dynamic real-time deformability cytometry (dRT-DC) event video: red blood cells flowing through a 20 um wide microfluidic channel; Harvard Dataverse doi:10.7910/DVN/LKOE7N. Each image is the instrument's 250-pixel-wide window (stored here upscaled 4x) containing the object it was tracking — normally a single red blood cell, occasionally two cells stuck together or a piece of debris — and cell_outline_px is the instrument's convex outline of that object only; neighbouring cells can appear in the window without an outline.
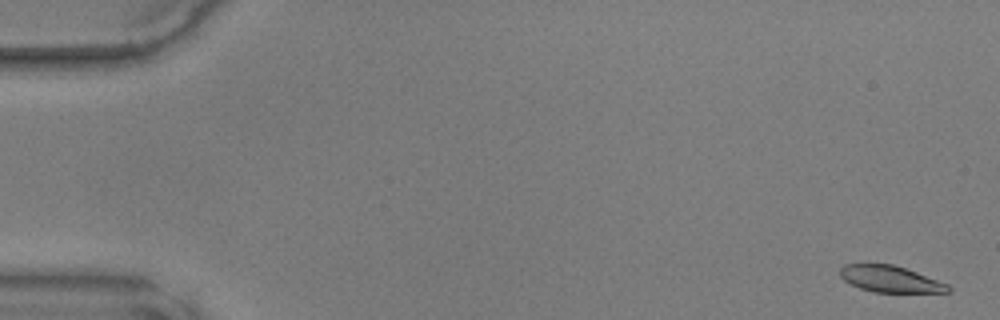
{"species": "common noctule bat (a hibernating species)", "species_latin": "Nyctalus noctula", "temperature_condition": "warm", "stored_images_in_passage": 48, "camera_frame_rate_fps": 3000, "um_per_image_px": 0.085, "animal": {"sex": "male", "body_mass_g": 17.9, "forearm_length_mm": 54.2}, "frame": {"image": 1, "passage_image": 1, "time_ms": 0.0, "image_size_px": [1000, 320], "cell_outline_px": [[952, 292], [872, 292], [860, 288], [844, 280], [840, 276], [840, 268], [844, 264], [892, 264], [916, 272], [948, 284], [952, 288]], "centroid_in_image_um": [75.68, 23.72], "position_along_channel_um": 9.3, "area_um2": 16.53}}
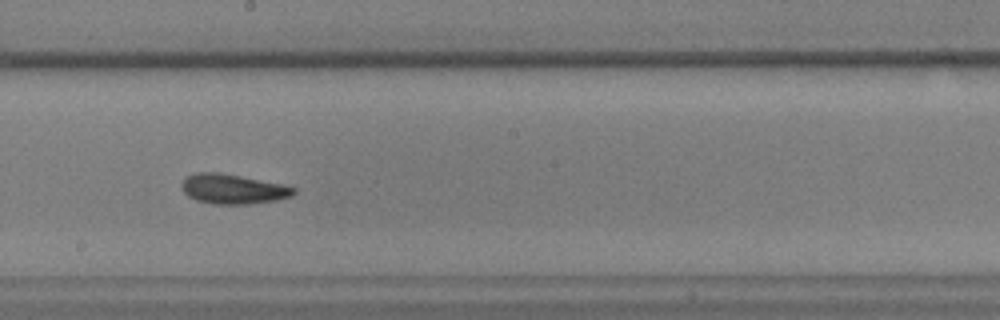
{"frame": {"image": 2, "passage_image": 27, "time_ms": 8.667, "image_size_px": [1000, 320], "cell_outline_px": [[296, 192], [292, 196], [276, 200], [248, 204], [212, 204], [196, 200], [188, 196], [180, 188], [180, 184], [184, 176], [196, 172], [220, 172], [280, 184], [296, 188]], "centroid_in_image_um": [19.73, 16.06], "position_along_channel_um": 228.5, "area_um2": 19.54}}
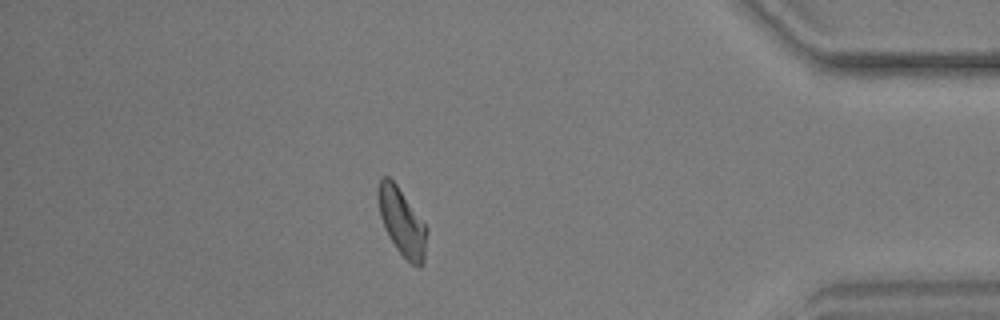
{"frame": {"image": 3, "passage_image": 42, "time_ms": 13.667, "image_size_px": [1000, 320], "cell_outline_px": [[428, 228], [424, 260], [420, 268], [416, 268], [396, 248], [388, 236], [384, 228], [380, 216], [376, 196], [376, 188], [380, 180], [384, 176], [388, 176], [396, 184]], "centroid_in_image_um": [34.14, 18.87], "position_along_channel_um": 401.1, "area_um2": 19.19}}